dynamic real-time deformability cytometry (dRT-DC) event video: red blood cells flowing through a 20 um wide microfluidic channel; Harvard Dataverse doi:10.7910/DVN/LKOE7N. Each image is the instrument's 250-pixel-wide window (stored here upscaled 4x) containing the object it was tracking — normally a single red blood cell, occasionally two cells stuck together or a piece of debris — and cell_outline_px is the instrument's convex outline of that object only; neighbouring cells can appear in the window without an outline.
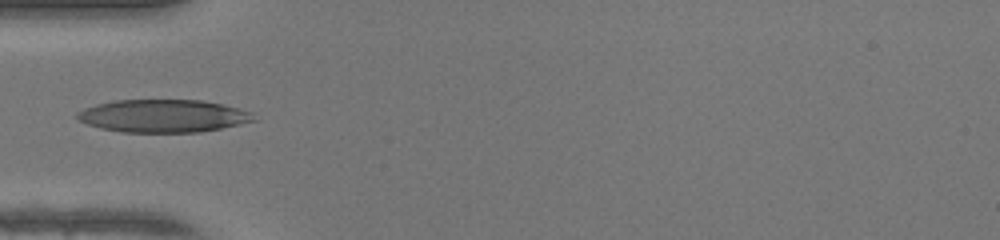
{"species": "human", "species_latin": "Homo sapiens", "temperature_condition": "warm", "stored_images_in_passage": 27, "camera_frame_rate_fps": 3000, "um_per_image_px": 0.085, "donor": {"sex": "female"}, "frame": {"image": 1, "passage_image": 1, "time_ms": 0.0, "image_size_px": [1000, 240], "cell_outline_px": [[256, 120], [240, 124], [200, 132], [120, 132], [100, 128], [88, 124], [80, 120], [76, 116], [76, 112], [84, 108], [96, 104], [116, 100], [200, 100], [224, 104], [240, 108], [252, 112]], "centroid_in_image_um": [13.87, 9.85], "position_along_channel_um": 71.1, "area_um2": 33.76}}
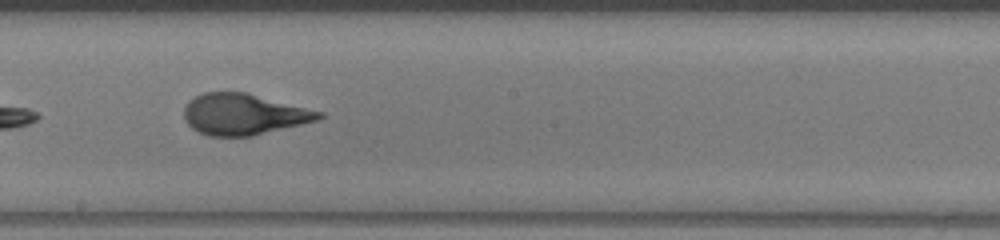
{"frame": {"image": 2, "passage_image": 12, "time_ms": 3.667, "image_size_px": [1000, 240], "cell_outline_px": [[324, 116], [316, 120], [252, 136], [208, 136], [192, 128], [184, 120], [184, 108], [188, 100], [204, 92], [244, 92], [324, 112]], "centroid_in_image_um": [20.67, 9.71], "position_along_channel_um": 227.5, "area_um2": 32.02}}
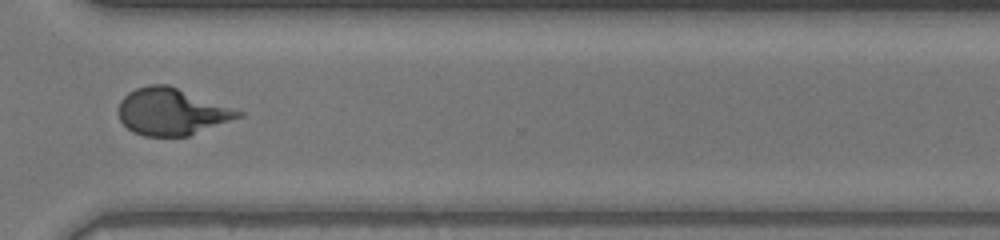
{"frame": {"image": 3, "passage_image": 21, "time_ms": 6.667, "image_size_px": [1000, 240], "cell_outline_px": [[244, 116], [188, 136], [144, 136], [132, 132], [120, 120], [120, 100], [128, 92], [136, 88], [148, 84], [168, 84], [244, 112]], "centroid_in_image_um": [14.6, 9.49], "position_along_channel_um": 356.0, "area_um2": 32.6}}